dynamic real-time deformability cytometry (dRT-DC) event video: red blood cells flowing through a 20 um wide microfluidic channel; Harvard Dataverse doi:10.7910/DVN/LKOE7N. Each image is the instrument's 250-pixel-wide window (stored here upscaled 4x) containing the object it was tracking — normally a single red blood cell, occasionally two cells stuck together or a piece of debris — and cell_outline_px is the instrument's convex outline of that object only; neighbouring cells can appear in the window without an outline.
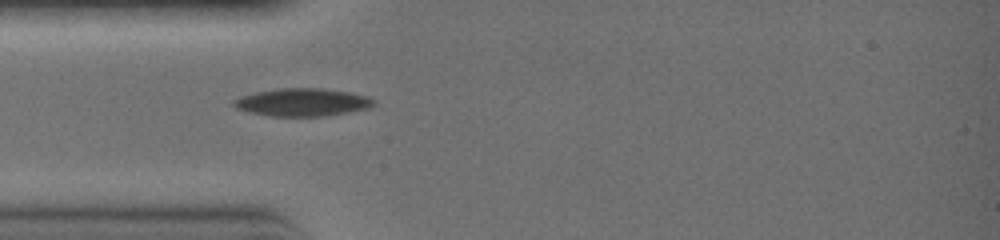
{"species": "common noctule bat (a hibernating species)", "species_latin": "Nyctalus noctula", "temperature_condition": "warm", "stored_images_in_passage": 4, "camera_frame_rate_fps": 3000, "um_per_image_px": 0.085, "animal": {"sex": "female", "body_mass_g": 19.0, "forearm_length_mm": 51.5}, "frame": {"image": 1, "passage_image": 4, "time_ms": 1.0, "image_size_px": [1000, 240], "cell_outline_px": [[372, 104], [368, 108], [348, 112], [324, 116], [272, 116], [252, 112], [236, 108], [232, 104], [232, 100], [256, 92], [276, 88], [324, 88], [352, 92], [368, 96], [372, 100]], "centroid_in_image_um": [25.7, 8.68], "position_along_channel_um": 59.3, "area_um2": 22.48}}